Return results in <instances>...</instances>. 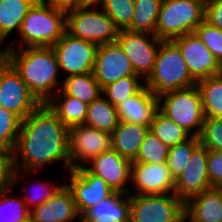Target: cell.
<instances>
[{
    "mask_svg": "<svg viewBox=\"0 0 222 222\" xmlns=\"http://www.w3.org/2000/svg\"><path fill=\"white\" fill-rule=\"evenodd\" d=\"M177 222H190L189 218L184 215L181 219H179Z\"/></svg>",
    "mask_w": 222,
    "mask_h": 222,
    "instance_id": "46",
    "label": "cell"
},
{
    "mask_svg": "<svg viewBox=\"0 0 222 222\" xmlns=\"http://www.w3.org/2000/svg\"><path fill=\"white\" fill-rule=\"evenodd\" d=\"M206 0H162L155 36L173 40L194 33L205 20Z\"/></svg>",
    "mask_w": 222,
    "mask_h": 222,
    "instance_id": "5",
    "label": "cell"
},
{
    "mask_svg": "<svg viewBox=\"0 0 222 222\" xmlns=\"http://www.w3.org/2000/svg\"><path fill=\"white\" fill-rule=\"evenodd\" d=\"M158 109L192 137L200 136L205 116L197 85L164 95L158 99Z\"/></svg>",
    "mask_w": 222,
    "mask_h": 222,
    "instance_id": "7",
    "label": "cell"
},
{
    "mask_svg": "<svg viewBox=\"0 0 222 222\" xmlns=\"http://www.w3.org/2000/svg\"><path fill=\"white\" fill-rule=\"evenodd\" d=\"M208 151L200 143L193 150L184 171L175 180L174 194L184 203L202 191L211 188L207 166Z\"/></svg>",
    "mask_w": 222,
    "mask_h": 222,
    "instance_id": "16",
    "label": "cell"
},
{
    "mask_svg": "<svg viewBox=\"0 0 222 222\" xmlns=\"http://www.w3.org/2000/svg\"><path fill=\"white\" fill-rule=\"evenodd\" d=\"M5 40V38L0 37V69L5 68L10 63V45H4L5 48H2Z\"/></svg>",
    "mask_w": 222,
    "mask_h": 222,
    "instance_id": "44",
    "label": "cell"
},
{
    "mask_svg": "<svg viewBox=\"0 0 222 222\" xmlns=\"http://www.w3.org/2000/svg\"><path fill=\"white\" fill-rule=\"evenodd\" d=\"M53 94L47 104L57 114L59 120L68 128L83 125L86 120L88 104L66 95L61 89Z\"/></svg>",
    "mask_w": 222,
    "mask_h": 222,
    "instance_id": "24",
    "label": "cell"
},
{
    "mask_svg": "<svg viewBox=\"0 0 222 222\" xmlns=\"http://www.w3.org/2000/svg\"><path fill=\"white\" fill-rule=\"evenodd\" d=\"M144 83L160 99L177 89L194 86L197 82L190 75L177 44L173 40H161L154 68Z\"/></svg>",
    "mask_w": 222,
    "mask_h": 222,
    "instance_id": "4",
    "label": "cell"
},
{
    "mask_svg": "<svg viewBox=\"0 0 222 222\" xmlns=\"http://www.w3.org/2000/svg\"><path fill=\"white\" fill-rule=\"evenodd\" d=\"M185 215V203L174 193L130 195V222H177Z\"/></svg>",
    "mask_w": 222,
    "mask_h": 222,
    "instance_id": "8",
    "label": "cell"
},
{
    "mask_svg": "<svg viewBox=\"0 0 222 222\" xmlns=\"http://www.w3.org/2000/svg\"><path fill=\"white\" fill-rule=\"evenodd\" d=\"M81 221L130 222V195L113 192L109 197L88 209Z\"/></svg>",
    "mask_w": 222,
    "mask_h": 222,
    "instance_id": "22",
    "label": "cell"
},
{
    "mask_svg": "<svg viewBox=\"0 0 222 222\" xmlns=\"http://www.w3.org/2000/svg\"><path fill=\"white\" fill-rule=\"evenodd\" d=\"M118 112L104 96H100L88 104L84 125L103 132L112 133L119 123Z\"/></svg>",
    "mask_w": 222,
    "mask_h": 222,
    "instance_id": "27",
    "label": "cell"
},
{
    "mask_svg": "<svg viewBox=\"0 0 222 222\" xmlns=\"http://www.w3.org/2000/svg\"><path fill=\"white\" fill-rule=\"evenodd\" d=\"M219 190H220V192H221V194H222V186H221V187H219Z\"/></svg>",
    "mask_w": 222,
    "mask_h": 222,
    "instance_id": "48",
    "label": "cell"
},
{
    "mask_svg": "<svg viewBox=\"0 0 222 222\" xmlns=\"http://www.w3.org/2000/svg\"><path fill=\"white\" fill-rule=\"evenodd\" d=\"M34 222H81L71 191L64 185L58 193L30 211Z\"/></svg>",
    "mask_w": 222,
    "mask_h": 222,
    "instance_id": "19",
    "label": "cell"
},
{
    "mask_svg": "<svg viewBox=\"0 0 222 222\" xmlns=\"http://www.w3.org/2000/svg\"><path fill=\"white\" fill-rule=\"evenodd\" d=\"M199 144V137H191L183 143L169 147L166 164L174 180H176L184 171L192 155L193 150Z\"/></svg>",
    "mask_w": 222,
    "mask_h": 222,
    "instance_id": "33",
    "label": "cell"
},
{
    "mask_svg": "<svg viewBox=\"0 0 222 222\" xmlns=\"http://www.w3.org/2000/svg\"><path fill=\"white\" fill-rule=\"evenodd\" d=\"M169 147L150 131L145 135L138 155L132 163H166Z\"/></svg>",
    "mask_w": 222,
    "mask_h": 222,
    "instance_id": "36",
    "label": "cell"
},
{
    "mask_svg": "<svg viewBox=\"0 0 222 222\" xmlns=\"http://www.w3.org/2000/svg\"><path fill=\"white\" fill-rule=\"evenodd\" d=\"M43 2L54 6L55 8L68 11L82 6V0H42Z\"/></svg>",
    "mask_w": 222,
    "mask_h": 222,
    "instance_id": "43",
    "label": "cell"
},
{
    "mask_svg": "<svg viewBox=\"0 0 222 222\" xmlns=\"http://www.w3.org/2000/svg\"><path fill=\"white\" fill-rule=\"evenodd\" d=\"M92 6L66 11V32L97 46L116 42L119 29L114 21L101 8L97 9L98 5L96 10Z\"/></svg>",
    "mask_w": 222,
    "mask_h": 222,
    "instance_id": "6",
    "label": "cell"
},
{
    "mask_svg": "<svg viewBox=\"0 0 222 222\" xmlns=\"http://www.w3.org/2000/svg\"><path fill=\"white\" fill-rule=\"evenodd\" d=\"M24 222H34L30 217L26 219Z\"/></svg>",
    "mask_w": 222,
    "mask_h": 222,
    "instance_id": "47",
    "label": "cell"
},
{
    "mask_svg": "<svg viewBox=\"0 0 222 222\" xmlns=\"http://www.w3.org/2000/svg\"><path fill=\"white\" fill-rule=\"evenodd\" d=\"M12 189L9 185L0 191V222H24L30 217V210L21 196H10Z\"/></svg>",
    "mask_w": 222,
    "mask_h": 222,
    "instance_id": "32",
    "label": "cell"
},
{
    "mask_svg": "<svg viewBox=\"0 0 222 222\" xmlns=\"http://www.w3.org/2000/svg\"><path fill=\"white\" fill-rule=\"evenodd\" d=\"M116 42L130 59L135 74L146 80L154 68L161 39L149 33L119 30Z\"/></svg>",
    "mask_w": 222,
    "mask_h": 222,
    "instance_id": "11",
    "label": "cell"
},
{
    "mask_svg": "<svg viewBox=\"0 0 222 222\" xmlns=\"http://www.w3.org/2000/svg\"><path fill=\"white\" fill-rule=\"evenodd\" d=\"M97 45L65 32L53 46L59 69L67 76L93 72Z\"/></svg>",
    "mask_w": 222,
    "mask_h": 222,
    "instance_id": "10",
    "label": "cell"
},
{
    "mask_svg": "<svg viewBox=\"0 0 222 222\" xmlns=\"http://www.w3.org/2000/svg\"><path fill=\"white\" fill-rule=\"evenodd\" d=\"M11 160L10 155L0 150V191L10 184Z\"/></svg>",
    "mask_w": 222,
    "mask_h": 222,
    "instance_id": "42",
    "label": "cell"
},
{
    "mask_svg": "<svg viewBox=\"0 0 222 222\" xmlns=\"http://www.w3.org/2000/svg\"><path fill=\"white\" fill-rule=\"evenodd\" d=\"M101 2V0H82V6L85 5H98Z\"/></svg>",
    "mask_w": 222,
    "mask_h": 222,
    "instance_id": "45",
    "label": "cell"
},
{
    "mask_svg": "<svg viewBox=\"0 0 222 222\" xmlns=\"http://www.w3.org/2000/svg\"><path fill=\"white\" fill-rule=\"evenodd\" d=\"M41 103L30 92L18 72L9 63L0 69V107L12 111L21 120L27 118Z\"/></svg>",
    "mask_w": 222,
    "mask_h": 222,
    "instance_id": "12",
    "label": "cell"
},
{
    "mask_svg": "<svg viewBox=\"0 0 222 222\" xmlns=\"http://www.w3.org/2000/svg\"><path fill=\"white\" fill-rule=\"evenodd\" d=\"M149 131L168 147L183 143L192 137L159 109L153 116Z\"/></svg>",
    "mask_w": 222,
    "mask_h": 222,
    "instance_id": "30",
    "label": "cell"
},
{
    "mask_svg": "<svg viewBox=\"0 0 222 222\" xmlns=\"http://www.w3.org/2000/svg\"><path fill=\"white\" fill-rule=\"evenodd\" d=\"M199 139L208 150L222 151V118H205Z\"/></svg>",
    "mask_w": 222,
    "mask_h": 222,
    "instance_id": "38",
    "label": "cell"
},
{
    "mask_svg": "<svg viewBox=\"0 0 222 222\" xmlns=\"http://www.w3.org/2000/svg\"><path fill=\"white\" fill-rule=\"evenodd\" d=\"M205 21L222 30V0H206Z\"/></svg>",
    "mask_w": 222,
    "mask_h": 222,
    "instance_id": "41",
    "label": "cell"
},
{
    "mask_svg": "<svg viewBox=\"0 0 222 222\" xmlns=\"http://www.w3.org/2000/svg\"><path fill=\"white\" fill-rule=\"evenodd\" d=\"M20 126L21 119L16 114L0 107V150L12 154Z\"/></svg>",
    "mask_w": 222,
    "mask_h": 222,
    "instance_id": "34",
    "label": "cell"
},
{
    "mask_svg": "<svg viewBox=\"0 0 222 222\" xmlns=\"http://www.w3.org/2000/svg\"><path fill=\"white\" fill-rule=\"evenodd\" d=\"M10 64L41 104L47 103L54 94L60 72L52 47H23L11 49Z\"/></svg>",
    "mask_w": 222,
    "mask_h": 222,
    "instance_id": "2",
    "label": "cell"
},
{
    "mask_svg": "<svg viewBox=\"0 0 222 222\" xmlns=\"http://www.w3.org/2000/svg\"><path fill=\"white\" fill-rule=\"evenodd\" d=\"M119 30H126L132 23L134 0H101L98 4Z\"/></svg>",
    "mask_w": 222,
    "mask_h": 222,
    "instance_id": "35",
    "label": "cell"
},
{
    "mask_svg": "<svg viewBox=\"0 0 222 222\" xmlns=\"http://www.w3.org/2000/svg\"><path fill=\"white\" fill-rule=\"evenodd\" d=\"M188 66L190 75L199 80L222 74V65L195 33L174 38Z\"/></svg>",
    "mask_w": 222,
    "mask_h": 222,
    "instance_id": "14",
    "label": "cell"
},
{
    "mask_svg": "<svg viewBox=\"0 0 222 222\" xmlns=\"http://www.w3.org/2000/svg\"><path fill=\"white\" fill-rule=\"evenodd\" d=\"M37 0H0V37L7 39L22 22Z\"/></svg>",
    "mask_w": 222,
    "mask_h": 222,
    "instance_id": "25",
    "label": "cell"
},
{
    "mask_svg": "<svg viewBox=\"0 0 222 222\" xmlns=\"http://www.w3.org/2000/svg\"><path fill=\"white\" fill-rule=\"evenodd\" d=\"M205 118H222V74L197 81Z\"/></svg>",
    "mask_w": 222,
    "mask_h": 222,
    "instance_id": "28",
    "label": "cell"
},
{
    "mask_svg": "<svg viewBox=\"0 0 222 222\" xmlns=\"http://www.w3.org/2000/svg\"><path fill=\"white\" fill-rule=\"evenodd\" d=\"M132 189L129 195H163L174 193L175 180L170 174L166 163H132L131 181Z\"/></svg>",
    "mask_w": 222,
    "mask_h": 222,
    "instance_id": "17",
    "label": "cell"
},
{
    "mask_svg": "<svg viewBox=\"0 0 222 222\" xmlns=\"http://www.w3.org/2000/svg\"><path fill=\"white\" fill-rule=\"evenodd\" d=\"M67 173L69 181L64 184L71 191L80 216L114 192L101 177L92 174L85 166Z\"/></svg>",
    "mask_w": 222,
    "mask_h": 222,
    "instance_id": "13",
    "label": "cell"
},
{
    "mask_svg": "<svg viewBox=\"0 0 222 222\" xmlns=\"http://www.w3.org/2000/svg\"><path fill=\"white\" fill-rule=\"evenodd\" d=\"M194 33L213 53L222 65V30L210 25L205 20L195 29Z\"/></svg>",
    "mask_w": 222,
    "mask_h": 222,
    "instance_id": "37",
    "label": "cell"
},
{
    "mask_svg": "<svg viewBox=\"0 0 222 222\" xmlns=\"http://www.w3.org/2000/svg\"><path fill=\"white\" fill-rule=\"evenodd\" d=\"M65 32L66 11L37 0L25 16L19 30L21 44L16 43L15 38L9 45L11 49L52 47Z\"/></svg>",
    "mask_w": 222,
    "mask_h": 222,
    "instance_id": "3",
    "label": "cell"
},
{
    "mask_svg": "<svg viewBox=\"0 0 222 222\" xmlns=\"http://www.w3.org/2000/svg\"><path fill=\"white\" fill-rule=\"evenodd\" d=\"M93 75L101 88L135 74L130 59L117 42L99 45L96 50Z\"/></svg>",
    "mask_w": 222,
    "mask_h": 222,
    "instance_id": "15",
    "label": "cell"
},
{
    "mask_svg": "<svg viewBox=\"0 0 222 222\" xmlns=\"http://www.w3.org/2000/svg\"><path fill=\"white\" fill-rule=\"evenodd\" d=\"M148 132V126L119 121L118 126L112 132V149L120 156L133 162Z\"/></svg>",
    "mask_w": 222,
    "mask_h": 222,
    "instance_id": "23",
    "label": "cell"
},
{
    "mask_svg": "<svg viewBox=\"0 0 222 222\" xmlns=\"http://www.w3.org/2000/svg\"><path fill=\"white\" fill-rule=\"evenodd\" d=\"M161 3L162 0H134L135 12L126 30L155 35Z\"/></svg>",
    "mask_w": 222,
    "mask_h": 222,
    "instance_id": "29",
    "label": "cell"
},
{
    "mask_svg": "<svg viewBox=\"0 0 222 222\" xmlns=\"http://www.w3.org/2000/svg\"><path fill=\"white\" fill-rule=\"evenodd\" d=\"M132 162L110 149L94 157L85 167L94 175L101 177L112 191L129 194Z\"/></svg>",
    "mask_w": 222,
    "mask_h": 222,
    "instance_id": "18",
    "label": "cell"
},
{
    "mask_svg": "<svg viewBox=\"0 0 222 222\" xmlns=\"http://www.w3.org/2000/svg\"><path fill=\"white\" fill-rule=\"evenodd\" d=\"M112 149V133L76 125L69 128L70 170L87 165L94 157Z\"/></svg>",
    "mask_w": 222,
    "mask_h": 222,
    "instance_id": "9",
    "label": "cell"
},
{
    "mask_svg": "<svg viewBox=\"0 0 222 222\" xmlns=\"http://www.w3.org/2000/svg\"><path fill=\"white\" fill-rule=\"evenodd\" d=\"M185 215L190 222H222V194L219 188H209L185 203Z\"/></svg>",
    "mask_w": 222,
    "mask_h": 222,
    "instance_id": "21",
    "label": "cell"
},
{
    "mask_svg": "<svg viewBox=\"0 0 222 222\" xmlns=\"http://www.w3.org/2000/svg\"><path fill=\"white\" fill-rule=\"evenodd\" d=\"M116 110L120 121L149 127L158 110V99L145 86L139 93L117 105Z\"/></svg>",
    "mask_w": 222,
    "mask_h": 222,
    "instance_id": "20",
    "label": "cell"
},
{
    "mask_svg": "<svg viewBox=\"0 0 222 222\" xmlns=\"http://www.w3.org/2000/svg\"><path fill=\"white\" fill-rule=\"evenodd\" d=\"M66 95L90 104L102 95V88L94 78L93 72L66 76L60 88Z\"/></svg>",
    "mask_w": 222,
    "mask_h": 222,
    "instance_id": "26",
    "label": "cell"
},
{
    "mask_svg": "<svg viewBox=\"0 0 222 222\" xmlns=\"http://www.w3.org/2000/svg\"><path fill=\"white\" fill-rule=\"evenodd\" d=\"M10 160L9 185L12 188L24 181V175L27 176L47 164L62 162L63 168L70 170L69 128L59 120L47 103L41 104L27 118L21 120Z\"/></svg>",
    "mask_w": 222,
    "mask_h": 222,
    "instance_id": "1",
    "label": "cell"
},
{
    "mask_svg": "<svg viewBox=\"0 0 222 222\" xmlns=\"http://www.w3.org/2000/svg\"><path fill=\"white\" fill-rule=\"evenodd\" d=\"M208 178L212 188L222 186V151H208Z\"/></svg>",
    "mask_w": 222,
    "mask_h": 222,
    "instance_id": "40",
    "label": "cell"
},
{
    "mask_svg": "<svg viewBox=\"0 0 222 222\" xmlns=\"http://www.w3.org/2000/svg\"><path fill=\"white\" fill-rule=\"evenodd\" d=\"M37 185L38 186H35V188L38 187V189H40L39 191L36 188V190L34 189L35 191H37L36 193L35 191L34 193L27 192L21 197V199L23 200V202L25 203V205L30 211L34 209L35 207L42 205L48 199L53 197L56 193L59 192V190L65 184L62 183L61 185H59V184H55L53 181H44V182L42 181L41 183L37 182Z\"/></svg>",
    "mask_w": 222,
    "mask_h": 222,
    "instance_id": "39",
    "label": "cell"
},
{
    "mask_svg": "<svg viewBox=\"0 0 222 222\" xmlns=\"http://www.w3.org/2000/svg\"><path fill=\"white\" fill-rule=\"evenodd\" d=\"M141 81L145 82L139 75L121 78L102 88V96H106L105 99L116 107L127 98L139 93L145 87V83L143 84Z\"/></svg>",
    "mask_w": 222,
    "mask_h": 222,
    "instance_id": "31",
    "label": "cell"
}]
</instances>
